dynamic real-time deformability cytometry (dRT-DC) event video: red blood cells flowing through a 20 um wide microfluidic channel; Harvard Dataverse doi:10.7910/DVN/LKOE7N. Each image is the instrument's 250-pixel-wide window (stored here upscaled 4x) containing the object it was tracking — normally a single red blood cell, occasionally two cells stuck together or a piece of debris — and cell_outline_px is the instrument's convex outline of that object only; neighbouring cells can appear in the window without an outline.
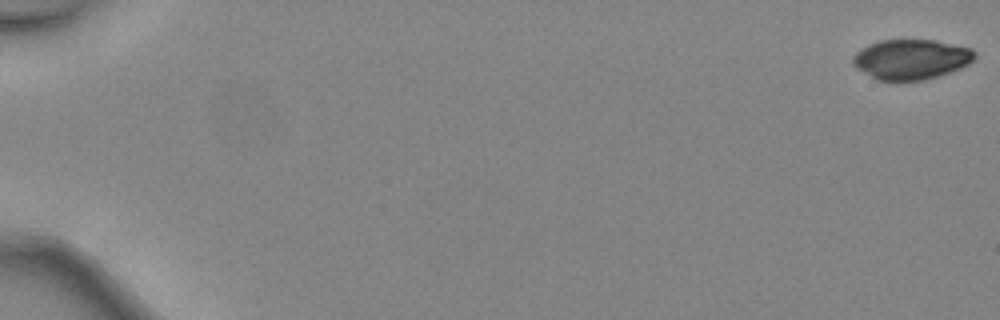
{"species": "common noctule bat (a hibernating species)", "species_latin": "Nyctalus noctula", "temperature_condition": "warm", "stored_images_in_passage": 47, "camera_frame_rate_fps": 3000, "um_per_image_px": 0.085, "animal": {"sex": "female", "body_mass_g": 24.6, "forearm_length_mm": 56.2}, "frame": {"image": 1, "passage_image": 1, "time_ms": 0.0, "image_size_px": [1000, 320], "cell_outline_px": [[976, 56], [968, 64], [960, 68], [940, 76], [924, 80], [876, 80], [856, 68], [852, 64], [852, 56], [860, 48], [868, 44], [880, 40], [936, 40], [972, 48], [976, 52]], "centroid_in_image_um": [77.43, 5.03], "position_along_channel_um": 7.6, "area_um2": 28.67}}
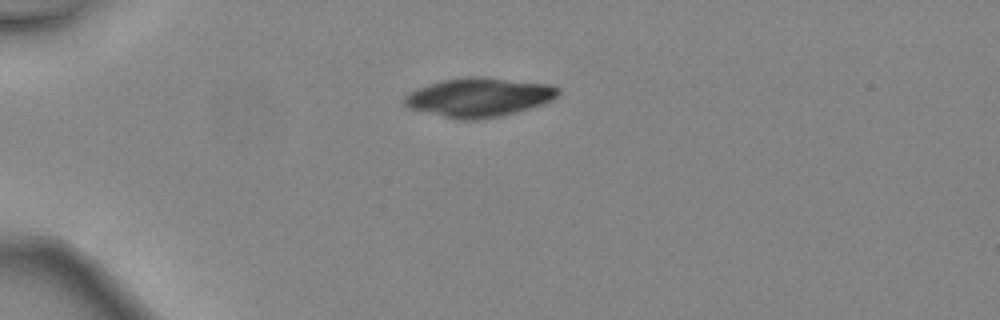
{"frame": {"image": 2, "passage_image": 14, "time_ms": 4.333, "image_size_px": [1000, 320], "cell_outline_px": [[560, 92], [552, 100], [516, 112], [500, 116], [476, 120], [460, 120], [408, 108], [404, 104], [404, 96], [408, 92], [428, 84], [440, 80], [464, 76], [484, 76], [552, 84], [560, 88]], "centroid_in_image_um": [40.7, 8.25], "position_along_channel_um": 44.3, "area_um2": 35.2}}
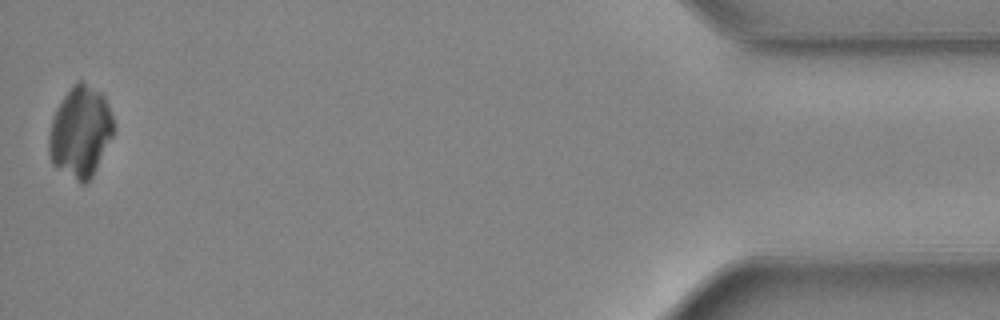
{"frame": {"image": 3, "passage_image": 47, "time_ms": 15.333, "image_size_px": [1000, 320], "cell_outline_px": [[116, 128], [92, 176], [84, 184], [80, 184], [56, 168], [52, 164], [48, 152], [48, 136], [52, 116], [56, 108], [72, 84], [76, 80], [80, 80], [100, 92], [104, 96], [112, 116]], "centroid_in_image_um": [6.8, 11.21], "position_along_channel_um": 428.4, "area_um2": 34.51}}